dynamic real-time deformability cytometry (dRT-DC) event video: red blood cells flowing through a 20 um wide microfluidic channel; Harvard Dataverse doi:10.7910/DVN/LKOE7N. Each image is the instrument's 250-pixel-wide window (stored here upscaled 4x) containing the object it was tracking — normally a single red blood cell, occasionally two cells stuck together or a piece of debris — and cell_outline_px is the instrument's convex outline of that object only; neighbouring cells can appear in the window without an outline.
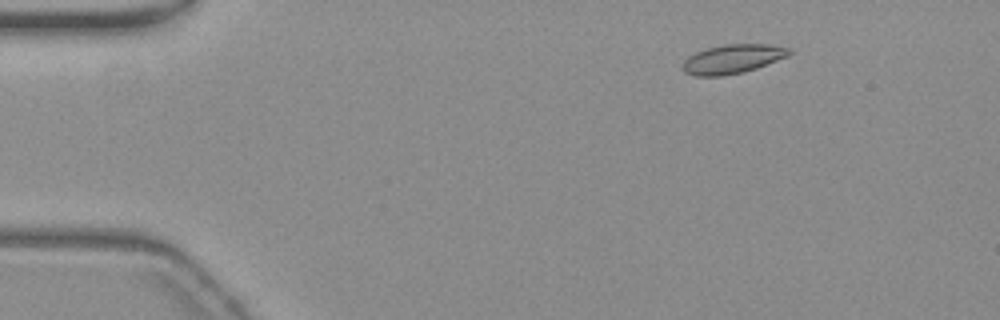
{"species": "common noctule bat (a hibernating species)", "species_latin": "Nyctalus noctula", "temperature_condition": "warm", "stored_images_in_passage": 56, "camera_frame_rate_fps": 3000, "um_per_image_px": 0.085, "animal": {"sex": "female", "body_mass_g": 19.3, "forearm_length_mm": 54.1}, "frame": {"image": 1, "passage_image": 8, "time_ms": 2.333, "image_size_px": [1000, 320], "cell_outline_px": [[792, 52], [788, 56], [756, 68], [744, 72], [724, 76], [696, 76], [684, 72], [684, 60], [688, 56], [704, 48], [724, 44], [768, 44], [792, 48]], "centroid_in_image_um": [62.28, 5.0], "position_along_channel_um": 22.7, "area_um2": 18.15}}
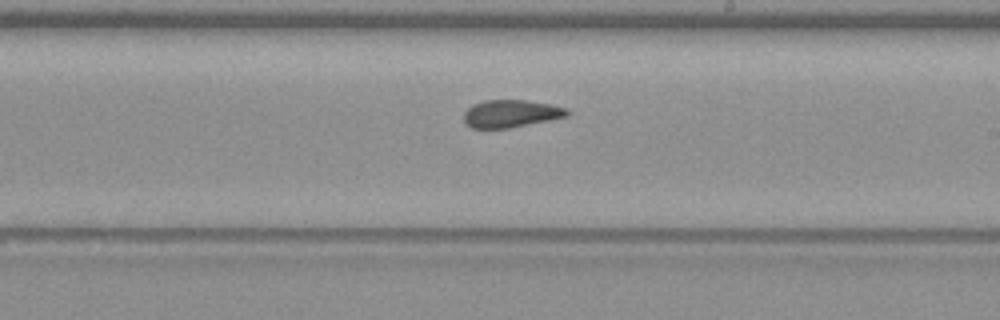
{"frame": {"image": 2, "passage_image": 33, "time_ms": 10.667, "image_size_px": [1000, 320], "cell_outline_px": [[568, 116], [508, 128], [472, 128], [464, 124], [464, 112], [472, 104], [484, 100], [528, 100], [548, 104], [564, 108], [568, 112]], "centroid_in_image_um": [43.35, 9.65], "position_along_channel_um": 245.6, "area_um2": 16.42}}
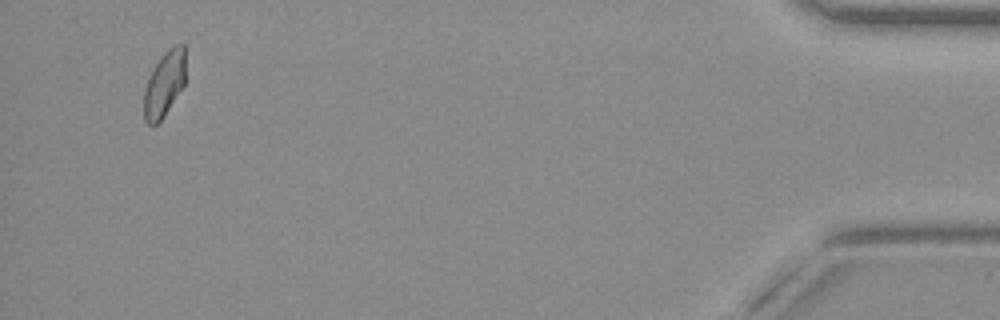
{"frame": {"image": 3, "passage_image": 54, "time_ms": 17.667, "image_size_px": [1000, 320], "cell_outline_px": [[184, 84], [164, 116], [156, 124], [148, 124], [144, 120], [144, 88], [148, 76], [160, 56], [172, 44], [184, 44]], "centroid_in_image_um": [13.94, 7.11], "position_along_channel_um": 421.3, "area_um2": 15.84}, "authors_computed_cell_mechanics": {"area_um2": 16.9354, "velocity_mm_per_s": 3.6834, "shape_relaxation_time_tau1_ms": null, "shape_relaxation_time_tau2_ms": 2.2843, "deformation_change_tau1": null, "deformation_change_tau2": 0.0848}}